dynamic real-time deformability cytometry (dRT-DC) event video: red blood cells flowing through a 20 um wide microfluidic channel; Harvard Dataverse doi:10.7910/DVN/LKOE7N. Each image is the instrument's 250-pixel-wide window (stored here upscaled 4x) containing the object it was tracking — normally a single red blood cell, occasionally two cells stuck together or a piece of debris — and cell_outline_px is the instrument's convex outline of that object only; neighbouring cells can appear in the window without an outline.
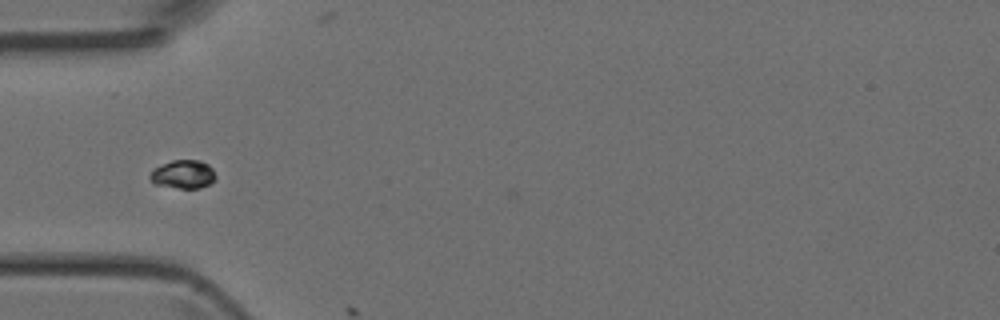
{"species": "Egyptian fruit bat (a non-hibernating species)", "species_latin": "Rousettus aegyptiacus", "temperature_condition": "room temperature", "stored_images_in_passage": 5, "camera_frame_rate_fps": 3000, "um_per_image_px": 0.085, "animal": {"sex": "female"}, "frame": {"image": 1, "passage_image": 4, "time_ms": 1.0, "image_size_px": [1000, 320], "cell_outline_px": [[216, 176], [208, 184], [200, 188], [180, 188], [152, 184], [148, 176], [156, 168], [172, 160], [200, 160], [208, 164], [212, 168]], "centroid_in_image_um": [15.56, 14.82], "position_along_channel_um": 69.4, "area_um2": 10.75}}